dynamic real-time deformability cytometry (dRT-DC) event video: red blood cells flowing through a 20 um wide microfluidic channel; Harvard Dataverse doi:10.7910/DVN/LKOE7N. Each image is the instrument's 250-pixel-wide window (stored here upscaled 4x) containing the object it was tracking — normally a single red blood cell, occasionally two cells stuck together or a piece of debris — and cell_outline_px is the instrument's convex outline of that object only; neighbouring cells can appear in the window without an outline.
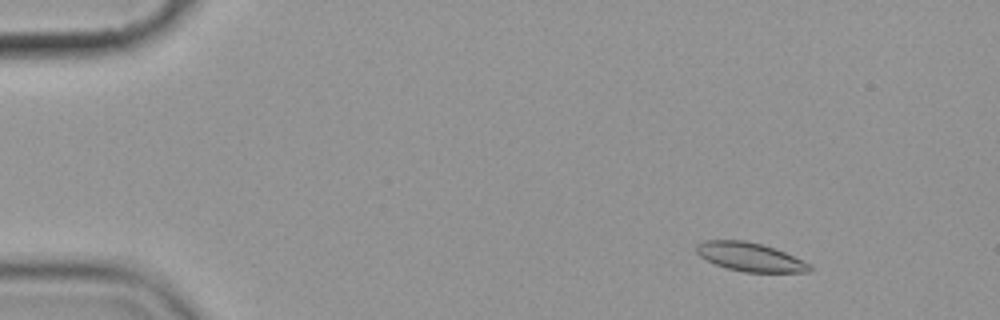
{"species": "common noctule bat (a hibernating species)", "species_latin": "Nyctalus noctula", "temperature_condition": "cold", "stored_images_in_passage": 6, "camera_frame_rate_fps": 3000, "um_per_image_px": 0.085, "animal": {"sex": "female", "body_mass_g": 19.9}, "frame": {"image": 1, "passage_image": 3, "time_ms": 2.333, "image_size_px": [1000, 320], "cell_outline_px": [[812, 268], [808, 272], [744, 272], [728, 268], [716, 264], [700, 256], [696, 252], [696, 244], [704, 240], [744, 240], [760, 244], [784, 252], [812, 264]], "centroid_in_image_um": [63.75, 21.84], "position_along_channel_um": 21.2, "area_um2": 18.73}}
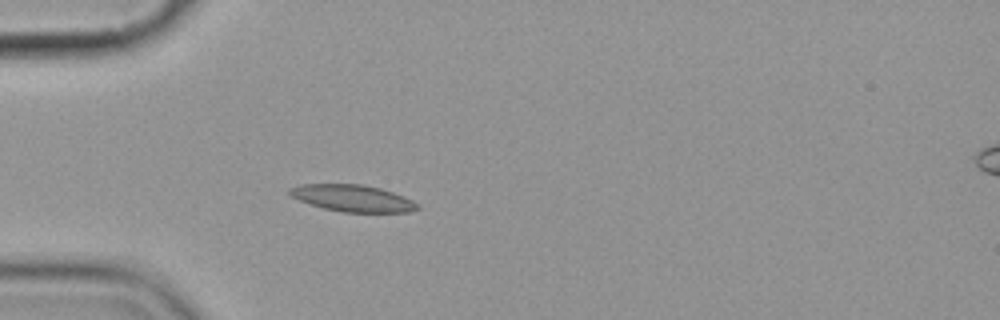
{"frame": {"image": 2, "passage_image": 6, "time_ms": 5.667, "image_size_px": [1000, 320], "cell_outline_px": [[420, 208], [408, 212], [344, 212], [324, 208], [300, 200], [292, 196], [288, 192], [288, 188], [300, 184], [364, 184], [380, 188], [404, 196], [420, 204]], "centroid_in_image_um": [30.0, 16.84], "position_along_channel_um": 55.0, "area_um2": 19.88}}